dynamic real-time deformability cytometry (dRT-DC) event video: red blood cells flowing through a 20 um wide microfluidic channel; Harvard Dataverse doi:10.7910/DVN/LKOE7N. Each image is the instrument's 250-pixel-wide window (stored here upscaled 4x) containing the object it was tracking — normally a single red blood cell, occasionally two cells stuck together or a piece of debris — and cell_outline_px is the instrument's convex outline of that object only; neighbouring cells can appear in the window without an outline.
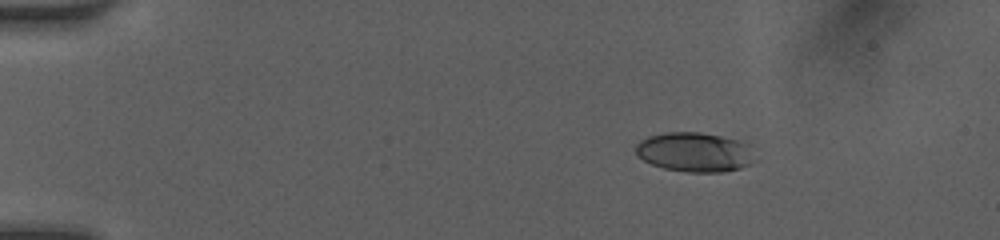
{"species": "human", "species_latin": "Homo sapiens", "temperature_condition": "room temperature", "stored_images_in_passage": 44, "camera_frame_rate_fps": 3000, "um_per_image_px": 0.085, "donor": {"sex": "female"}, "frame": {"image": 1, "passage_image": 2, "time_ms": 0.333, "image_size_px": [1000, 240], "cell_outline_px": [[752, 144], [748, 164], [740, 168], [720, 172], [688, 172], [664, 168], [652, 164], [636, 156], [636, 144], [640, 140], [648, 136], [664, 132], [700, 132], [720, 136]], "centroid_in_image_um": [58.97, 12.91], "position_along_channel_um": 26.0, "area_um2": 27.11}}
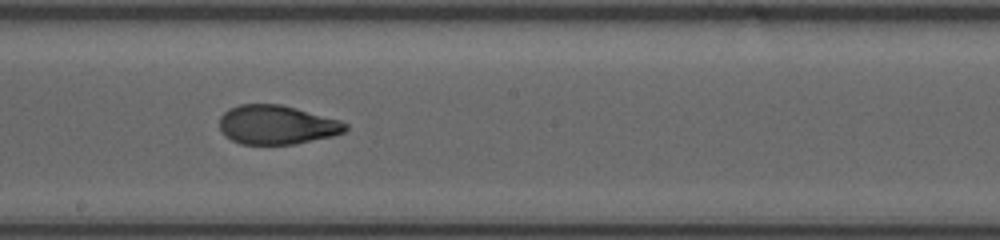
{"frame": {"image": 2, "passage_image": 23, "time_ms": 7.333, "image_size_px": [1000, 240], "cell_outline_px": [[348, 128], [344, 132], [332, 136], [292, 144], [240, 144], [224, 136], [220, 128], [220, 116], [228, 108], [240, 104], [280, 104], [296, 108], [340, 120], [348, 124]], "centroid_in_image_um": [23.5, 10.6], "position_along_channel_um": 224.7, "area_um2": 28.67}}
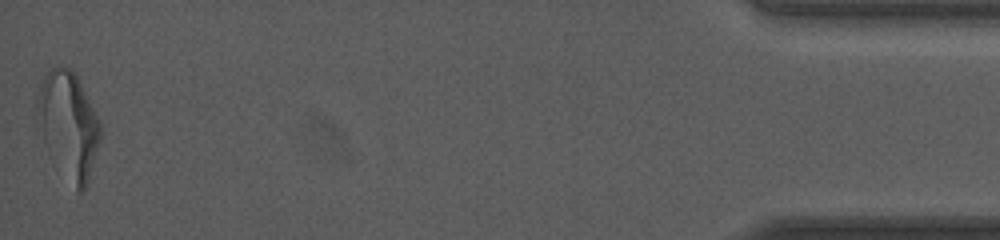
{"frame": {"image": 3, "passage_image": 44, "time_ms": 14.333, "image_size_px": [1000, 240], "cell_outline_px": [[100, 136], [88, 184], [80, 192], [76, 192], [36, 132], [40, 84], [44, 72], [52, 68], [68, 68], [76, 72], [100, 120]], "centroid_in_image_um": [5.81, 10.61], "position_along_channel_um": 429.4, "area_um2": 39.13}, "authors_computed_cell_mechanics": {"area_um2": 29.3046, "velocity_mm_per_s": 4.1392, "shape_relaxation_time_tau1_ms": 5.6278, "shape_relaxation_time_tau2_ms": 0.9247, "deformation_change_tau1": 0.214, "deformation_change_tau2": 0.0677}}